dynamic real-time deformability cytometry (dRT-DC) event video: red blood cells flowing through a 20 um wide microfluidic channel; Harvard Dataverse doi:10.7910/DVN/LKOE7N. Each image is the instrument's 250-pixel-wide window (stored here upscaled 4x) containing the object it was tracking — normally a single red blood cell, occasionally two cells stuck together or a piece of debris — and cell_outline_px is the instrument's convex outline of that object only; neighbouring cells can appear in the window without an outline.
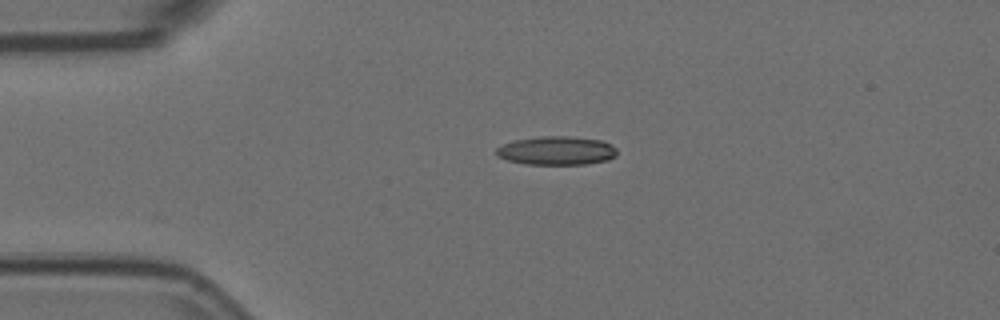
{"species": "Egyptian fruit bat (a non-hibernating species)", "species_latin": "Rousettus aegyptiacus", "temperature_condition": "room temperature", "stored_images_in_passage": 3, "camera_frame_rate_fps": 3000, "um_per_image_px": 0.085, "animal": {"sex": "female"}, "frame": {"image": 1, "passage_image": 2, "time_ms": 0.333, "image_size_px": [1000, 320], "cell_outline_px": [[616, 156], [608, 160], [588, 164], [524, 164], [508, 160], [496, 156], [496, 148], [504, 144], [516, 140], [540, 136], [568, 136], [600, 140], [616, 148]], "centroid_in_image_um": [47.3, 12.81], "position_along_channel_um": 37.7, "area_um2": 20.06}}